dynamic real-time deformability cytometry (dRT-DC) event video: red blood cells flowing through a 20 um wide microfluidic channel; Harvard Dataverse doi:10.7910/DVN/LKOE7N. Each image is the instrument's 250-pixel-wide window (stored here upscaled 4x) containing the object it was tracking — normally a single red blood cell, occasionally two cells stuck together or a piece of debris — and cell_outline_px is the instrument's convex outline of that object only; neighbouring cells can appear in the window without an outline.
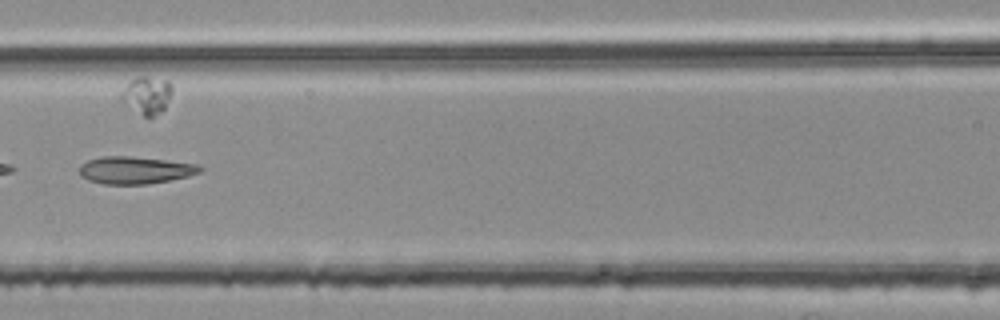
{"species": "common noctule bat (a hibernating species)", "species_latin": "Nyctalus noctula", "temperature_condition": "room temperature", "stored_images_in_passage": 9, "camera_frame_rate_fps": 3000, "um_per_image_px": 0.085, "animal": {"sex": "female", "body_mass_g": 25.1}, "frame": {"image": 1, "passage_image": 6, "time_ms": 1.667, "image_size_px": [1000, 320], "cell_outline_px": [[204, 168], [200, 172], [188, 176], [148, 184], [104, 184], [88, 180], [80, 176], [80, 164], [88, 160], [100, 156], [128, 156], [200, 164]], "centroid_in_image_um": [11.47, 14.46], "position_along_channel_um": 155.1, "area_um2": 19.19}}
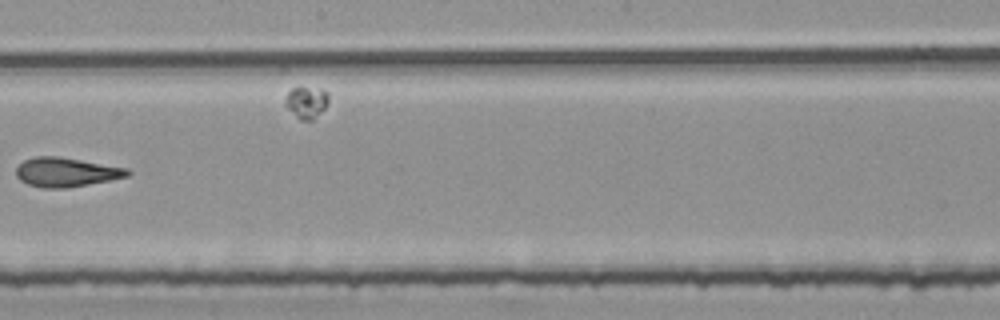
{"frame": {"image": 2, "passage_image": 8, "time_ms": 2.333, "image_size_px": [1000, 320], "cell_outline_px": [[132, 172], [128, 176], [68, 188], [44, 188], [28, 184], [20, 180], [16, 176], [16, 168], [24, 160], [36, 156], [56, 156], [128, 168]], "centroid_in_image_um": [5.61, 14.63], "position_along_channel_um": 242.6, "area_um2": 18.79}}